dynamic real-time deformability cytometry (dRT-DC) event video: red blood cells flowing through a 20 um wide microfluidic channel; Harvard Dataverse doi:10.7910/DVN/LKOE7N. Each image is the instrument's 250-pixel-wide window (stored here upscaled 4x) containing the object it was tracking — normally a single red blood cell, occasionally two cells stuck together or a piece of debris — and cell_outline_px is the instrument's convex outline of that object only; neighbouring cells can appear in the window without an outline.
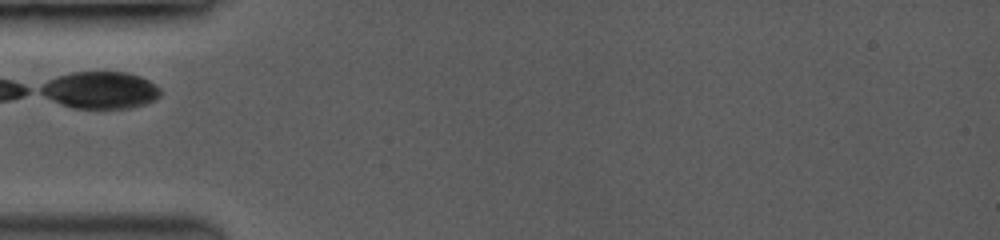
{"species": "common noctule bat (a hibernating species)", "species_latin": "Nyctalus noctula", "temperature_condition": "room temperature", "stored_images_in_passage": 23, "camera_frame_rate_fps": 3500, "um_per_image_px": 0.085, "animal": {"sex": "female", "body_mass_g": 19.0, "forearm_length_mm": 53.3}, "frame": {"image": 1, "passage_image": 1, "time_ms": 0.0, "image_size_px": [1000, 240], "cell_outline_px": [[160, 96], [144, 104], [128, 108], [76, 108], [64, 104], [44, 96], [36, 92], [36, 88], [48, 80], [56, 76], [72, 72], [124, 72], [140, 76], [148, 80], [160, 88]], "centroid_in_image_um": [8.48, 7.65], "position_along_channel_um": 76.5, "area_um2": 25.72}}